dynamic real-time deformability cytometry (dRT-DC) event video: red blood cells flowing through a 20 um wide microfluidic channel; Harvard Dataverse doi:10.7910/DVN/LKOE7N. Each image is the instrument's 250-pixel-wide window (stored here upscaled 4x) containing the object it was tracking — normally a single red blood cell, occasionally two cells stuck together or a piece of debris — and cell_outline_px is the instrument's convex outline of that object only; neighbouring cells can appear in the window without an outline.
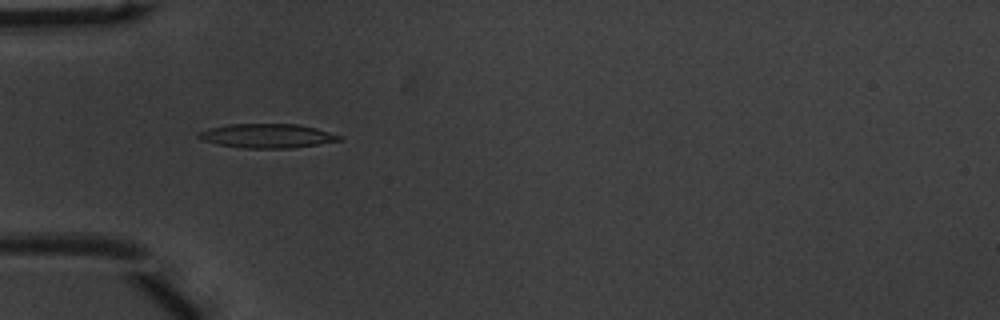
{"species": "common noctule bat (a hibernating species)", "species_latin": "Nyctalus noctula", "temperature_condition": "warm", "stored_images_in_passage": 39, "camera_frame_rate_fps": 3000, "um_per_image_px": 0.085, "animal": {"sex": "male", "body_mass_g": 20.1, "forearm_length_mm": 53.5}, "frame": {"image": 1, "passage_image": 8, "time_ms": 2.333, "image_size_px": [1000, 320], "cell_outline_px": [[344, 140], [292, 148], [244, 148], [216, 144], [204, 140], [196, 136], [200, 132], [208, 128], [228, 124], [296, 124], [316, 128], [344, 136]], "centroid_in_image_um": [22.75, 11.55], "position_along_channel_um": 62.3, "area_um2": 19.83}}
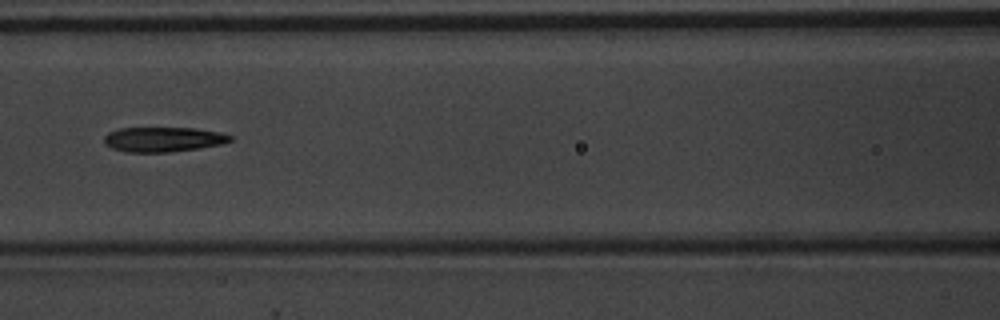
{"frame": {"image": 2, "passage_image": 15, "time_ms": 4.667, "image_size_px": [1000, 320], "cell_outline_px": [[232, 140], [220, 144], [200, 148], [168, 152], [124, 152], [112, 148], [104, 144], [104, 136], [108, 132], [120, 128], [196, 128], [220, 132], [232, 136]], "centroid_in_image_um": [13.85, 11.84], "position_along_channel_um": 152.8, "area_um2": 18.26}}
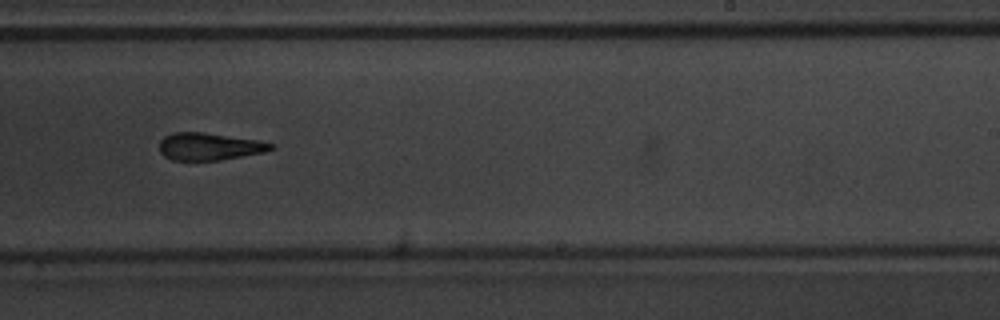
{"frame": {"image": 3, "passage_image": 24, "time_ms": 7.667, "image_size_px": [1000, 320], "cell_outline_px": [[276, 148], [264, 152], [220, 160], [172, 160], [164, 156], [160, 152], [160, 140], [164, 136], [172, 132], [204, 132], [260, 140], [276, 144]], "centroid_in_image_um": [17.82, 12.44], "position_along_channel_um": 271.2, "area_um2": 17.98}, "authors_computed_cell_mechanics": {"area_um2": 18.8428, "velocity_mm_per_s": 3.9606, "shape_relaxation_time_tau1_ms": 4.5602, "shape_relaxation_time_tau2_ms": 2.9346, "deformation_change_tau1": 0.1782, "deformation_change_tau2": 0.1297}}